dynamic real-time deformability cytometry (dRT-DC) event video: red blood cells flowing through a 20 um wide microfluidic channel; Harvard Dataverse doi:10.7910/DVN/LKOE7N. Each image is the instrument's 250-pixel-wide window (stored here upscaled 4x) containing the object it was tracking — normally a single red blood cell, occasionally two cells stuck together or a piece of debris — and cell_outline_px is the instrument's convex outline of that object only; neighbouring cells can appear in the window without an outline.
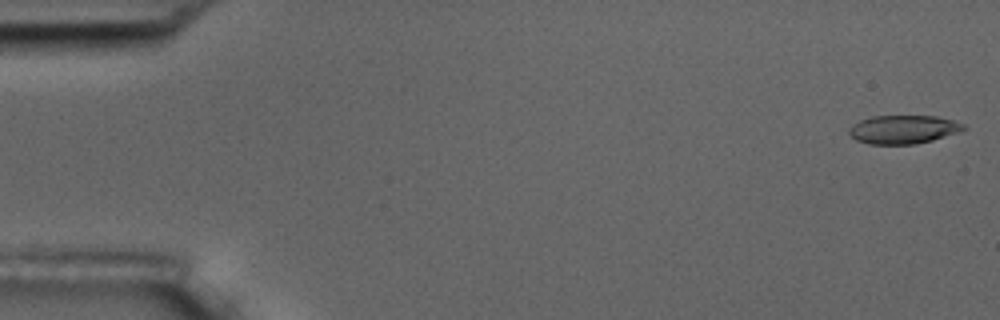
{"species": "common noctule bat (a hibernating species)", "species_latin": "Nyctalus noctula", "temperature_condition": "room temperature", "stored_images_in_passage": 55, "camera_frame_rate_fps": 3000, "um_per_image_px": 0.085, "animal": {"sex": "male", "body_mass_g": 17.5, "forearm_length_mm": 52.3}, "frame": {"image": 1, "passage_image": 1, "time_ms": 0.0, "image_size_px": [1000, 320], "cell_outline_px": [[968, 128], [932, 140], [916, 144], [868, 144], [856, 140], [848, 132], [848, 128], [852, 124], [860, 120], [872, 116], [936, 116], [952, 120], [964, 124]], "centroid_in_image_um": [76.74, 11.0], "position_along_channel_um": 8.3, "area_um2": 18.96}}
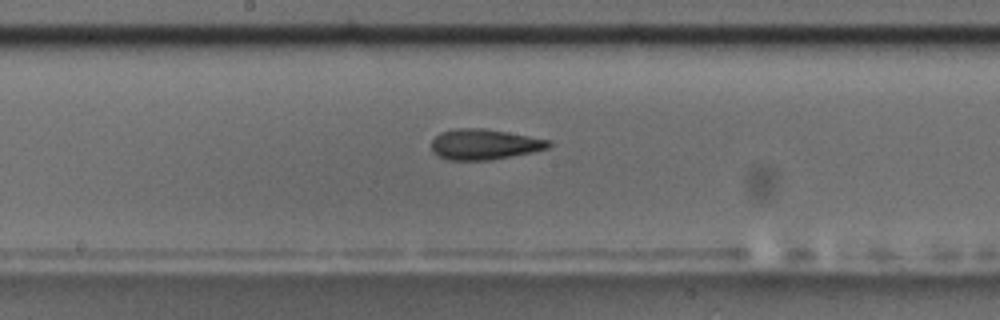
{"frame": {"image": 2, "passage_image": 29, "time_ms": 9.333, "image_size_px": [1000, 320], "cell_outline_px": [[552, 144], [548, 148], [532, 152], [492, 160], [448, 160], [432, 152], [432, 140], [440, 132], [456, 128], [484, 128], [552, 140]], "centroid_in_image_um": [41.18, 12.27], "position_along_channel_um": 207.0, "area_um2": 20.92}}
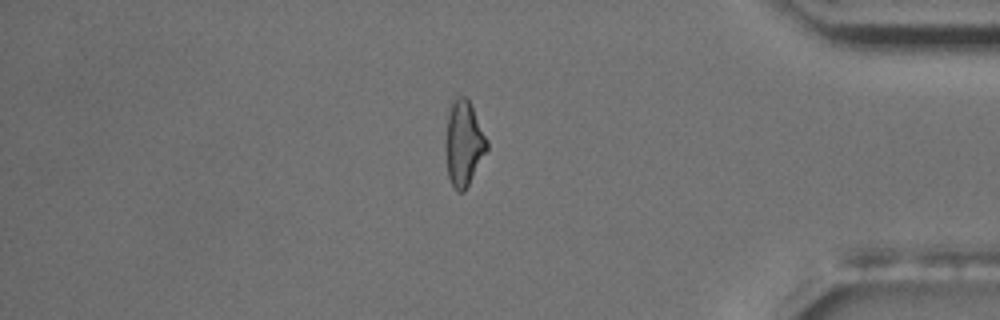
{"frame": {"image": 3, "passage_image": 47, "time_ms": 15.333, "image_size_px": [1000, 320], "cell_outline_px": [[488, 148], [464, 192], [456, 192], [448, 176], [444, 144], [448, 116], [452, 100], [456, 96], [464, 96], [468, 100], [488, 140]], "centroid_in_image_um": [39.39, 12.19], "position_along_channel_um": 395.8, "area_um2": 20.4}, "authors_computed_cell_mechanics": {"area_um2": 20.3456, "velocity_mm_per_s": 3.6417, "shape_relaxation_time_tau1_ms": 7.9001, "shape_relaxation_time_tau2_ms": 2.8299, "deformation_change_tau1": 0.2269, "deformation_change_tau2": 0.1291}}